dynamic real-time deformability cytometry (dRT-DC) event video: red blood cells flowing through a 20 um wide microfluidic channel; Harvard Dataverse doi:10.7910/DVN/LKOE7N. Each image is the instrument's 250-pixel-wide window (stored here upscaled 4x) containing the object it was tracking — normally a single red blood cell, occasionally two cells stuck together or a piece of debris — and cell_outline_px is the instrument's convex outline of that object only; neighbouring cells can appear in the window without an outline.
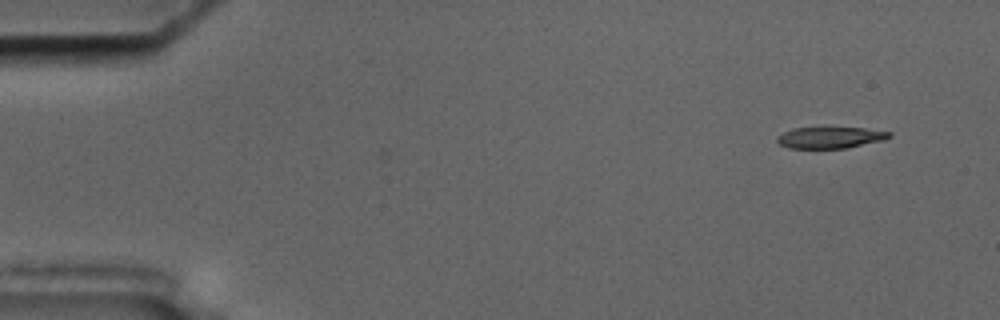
{"species": "common noctule bat (a hibernating species)", "species_latin": "Nyctalus noctula", "temperature_condition": "cold", "stored_images_in_passage": 5, "camera_frame_rate_fps": 3000, "um_per_image_px": 0.085, "animal": {"sex": "male", "body_mass_g": 17.5, "forearm_length_mm": 52.3}, "frame": {"image": 1, "passage_image": 5, "time_ms": 1.333, "image_size_px": [1000, 320], "cell_outline_px": [[892, 136], [884, 140], [848, 148], [788, 148], [780, 144], [776, 140], [776, 136], [792, 128], [864, 128], [892, 132]], "centroid_in_image_um": [70.58, 11.69], "position_along_channel_um": 14.4, "area_um2": 13.99}}